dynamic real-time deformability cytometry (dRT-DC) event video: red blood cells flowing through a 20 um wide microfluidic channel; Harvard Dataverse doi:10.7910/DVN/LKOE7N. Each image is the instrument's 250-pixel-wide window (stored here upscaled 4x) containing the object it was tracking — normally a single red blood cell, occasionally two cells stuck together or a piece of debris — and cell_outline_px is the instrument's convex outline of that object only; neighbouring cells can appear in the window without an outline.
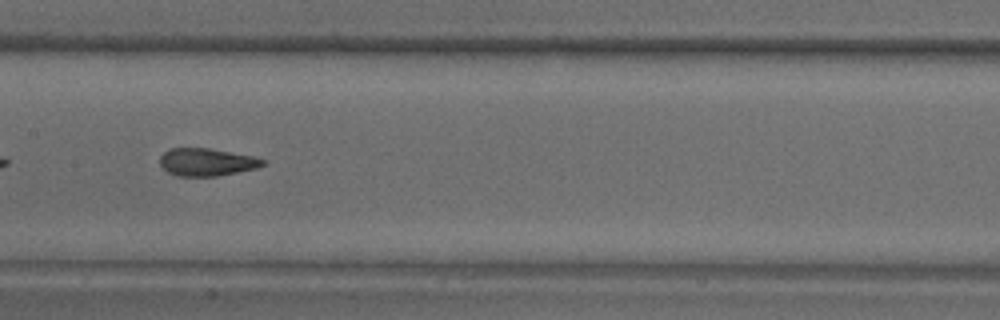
{"species": "common noctule bat (a hibernating species)", "species_latin": "Nyctalus noctula", "temperature_condition": "warm", "stored_images_in_passage": 49, "camera_frame_rate_fps": 3000, "um_per_image_px": 0.085, "animal": {"sex": "male", "body_mass_g": 18.8}, "frame": {"image": 1, "passage_image": 15, "time_ms": 4.667, "image_size_px": [1000, 320], "cell_outline_px": [[264, 164], [256, 168], [216, 176], [176, 176], [168, 172], [160, 164], [160, 156], [168, 148], [208, 148], [252, 156], [264, 160]], "centroid_in_image_um": [17.52, 13.77], "position_along_channel_um": 189.9, "area_um2": 16.36}}